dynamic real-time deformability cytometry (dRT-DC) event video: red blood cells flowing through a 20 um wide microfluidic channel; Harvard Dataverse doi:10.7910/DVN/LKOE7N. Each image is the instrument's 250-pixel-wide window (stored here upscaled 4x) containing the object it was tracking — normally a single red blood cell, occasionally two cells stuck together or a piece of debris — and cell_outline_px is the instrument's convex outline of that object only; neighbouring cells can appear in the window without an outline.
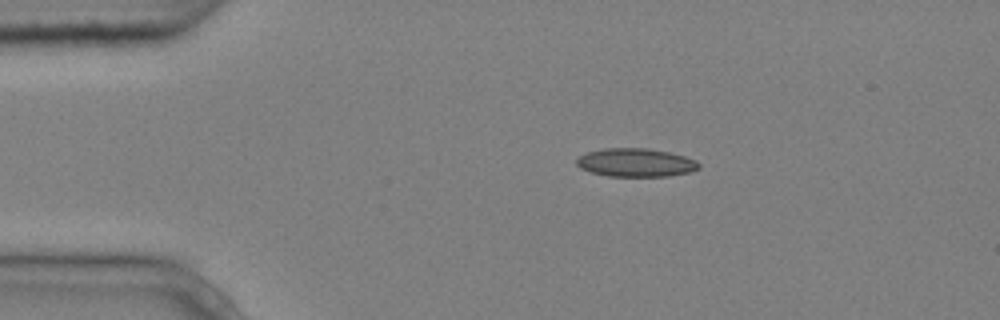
{"species": "common noctule bat (a hibernating species)", "species_latin": "Nyctalus noctula", "temperature_condition": "cold", "stored_images_in_passage": 6, "camera_frame_rate_fps": 3000, "um_per_image_px": 0.085, "animal": {"sex": "male", "body_mass_g": 20.4}, "frame": {"image": 1, "passage_image": 2, "time_ms": 0.333, "image_size_px": [1000, 320], "cell_outline_px": [[700, 168], [688, 172], [668, 176], [608, 176], [592, 172], [580, 168], [576, 164], [576, 160], [580, 156], [588, 152], [604, 148], [648, 148], [668, 152], [684, 156], [696, 160], [700, 164]], "centroid_in_image_um": [54.04, 13.81], "position_along_channel_um": 31.0, "area_um2": 20.11}}
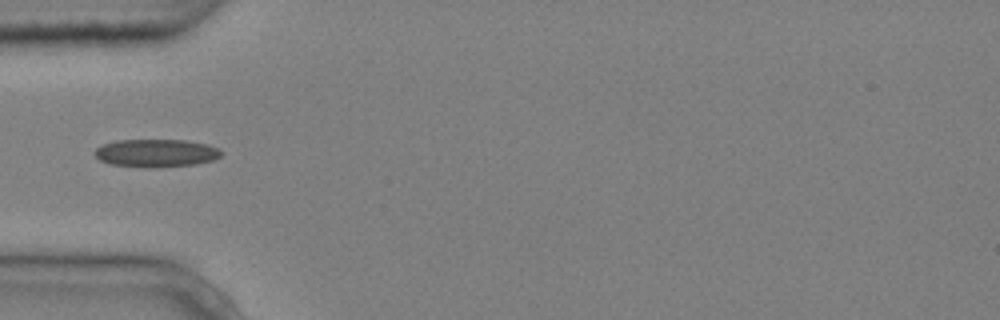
{"frame": {"image": 2, "passage_image": 4, "time_ms": 1.0, "image_size_px": [1000, 320], "cell_outline_px": [[224, 152], [220, 156], [212, 160], [196, 164], [156, 168], [152, 168], [112, 164], [100, 160], [92, 152], [100, 144], [116, 140], [184, 140], [208, 144]], "centroid_in_image_um": [13.24, 13.01], "position_along_channel_um": 71.8, "area_um2": 20.69}}
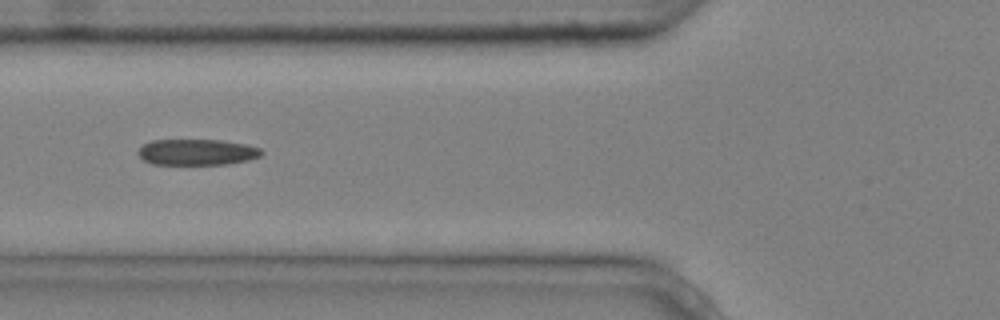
{"frame": {"image": 3, "passage_image": 5, "time_ms": 1.333, "image_size_px": [1000, 320], "cell_outline_px": [[264, 152], [260, 156], [248, 160], [224, 164], [152, 164], [144, 160], [136, 152], [144, 144], [152, 140], [220, 140], [244, 144], [260, 148]], "centroid_in_image_um": [16.73, 12.93], "position_along_channel_um": 109.1, "area_um2": 18.55}}